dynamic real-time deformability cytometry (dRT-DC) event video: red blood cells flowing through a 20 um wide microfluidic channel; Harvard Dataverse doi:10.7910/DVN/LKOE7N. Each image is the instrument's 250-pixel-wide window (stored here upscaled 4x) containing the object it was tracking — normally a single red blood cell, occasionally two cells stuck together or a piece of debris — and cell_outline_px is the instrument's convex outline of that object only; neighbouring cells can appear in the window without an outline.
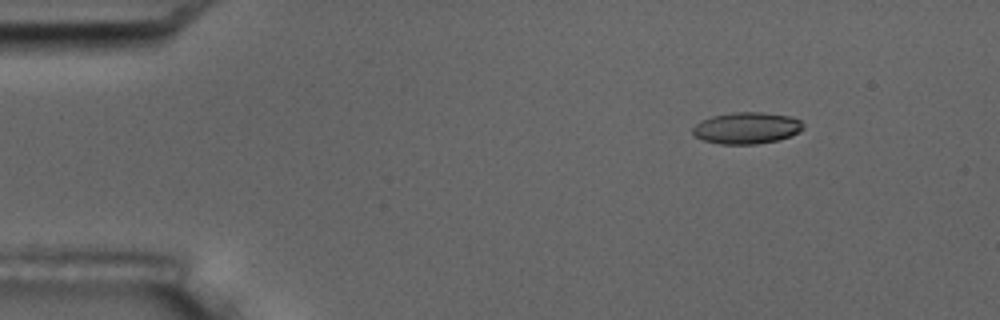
{"species": "common noctule bat (a hibernating species)", "species_latin": "Nyctalus noctula", "temperature_condition": "room temperature", "stored_images_in_passage": 4, "camera_frame_rate_fps": 3000, "um_per_image_px": 0.085, "animal": {"sex": "male", "body_mass_g": 17.5, "forearm_length_mm": 52.3}, "frame": {"image": 1, "passage_image": 2, "time_ms": 1.333, "image_size_px": [1000, 320], "cell_outline_px": [[804, 128], [800, 132], [792, 136], [776, 140], [756, 144], [720, 144], [704, 140], [696, 136], [692, 132], [692, 128], [700, 120], [712, 116], [732, 112], [764, 112], [792, 116], [800, 120], [804, 124]], "centroid_in_image_um": [63.5, 10.87], "position_along_channel_um": 21.5, "area_um2": 20.52}}
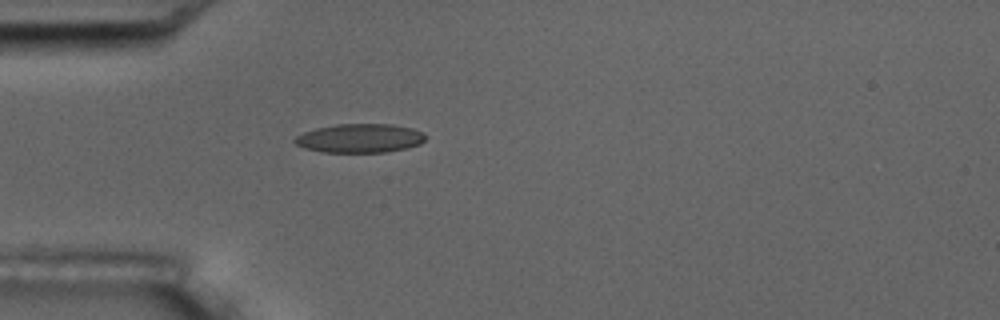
{"frame": {"image": 2, "passage_image": 4, "time_ms": 4.333, "image_size_px": [1000, 320], "cell_outline_px": [[428, 136], [420, 144], [408, 148], [384, 152], [320, 152], [304, 148], [296, 144], [292, 140], [296, 136], [304, 132], [316, 128], [336, 124], [392, 124], [412, 128], [424, 132]], "centroid_in_image_um": [30.6, 11.75], "position_along_channel_um": 54.4, "area_um2": 22.2}}